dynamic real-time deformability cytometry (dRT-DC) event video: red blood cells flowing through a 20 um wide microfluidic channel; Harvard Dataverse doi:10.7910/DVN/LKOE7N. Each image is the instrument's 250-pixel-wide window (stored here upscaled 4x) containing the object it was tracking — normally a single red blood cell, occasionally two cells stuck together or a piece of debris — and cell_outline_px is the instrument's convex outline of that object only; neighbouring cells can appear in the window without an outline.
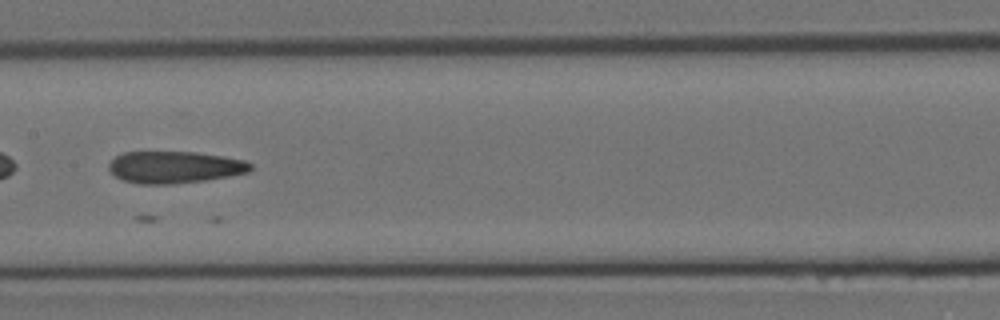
{"species": "Egyptian fruit bat (a non-hibernating species)", "species_latin": "Rousettus aegyptiacus", "temperature_condition": "room temperature", "stored_images_in_passage": 11, "camera_frame_rate_fps": 3000, "um_per_image_px": 0.085, "animal": {"sex": "female"}, "frame": {"image": 1, "passage_image": 10, "time_ms": 3.0, "image_size_px": [1000, 320], "cell_outline_px": [[252, 168], [248, 172], [228, 176], [204, 180], [172, 184], [140, 184], [124, 180], [116, 176], [108, 168], [108, 164], [116, 156], [124, 152], [196, 152], [224, 156], [244, 160], [252, 164]], "centroid_in_image_um": [14.85, 14.2], "position_along_channel_um": 192.6, "area_um2": 26.24}}